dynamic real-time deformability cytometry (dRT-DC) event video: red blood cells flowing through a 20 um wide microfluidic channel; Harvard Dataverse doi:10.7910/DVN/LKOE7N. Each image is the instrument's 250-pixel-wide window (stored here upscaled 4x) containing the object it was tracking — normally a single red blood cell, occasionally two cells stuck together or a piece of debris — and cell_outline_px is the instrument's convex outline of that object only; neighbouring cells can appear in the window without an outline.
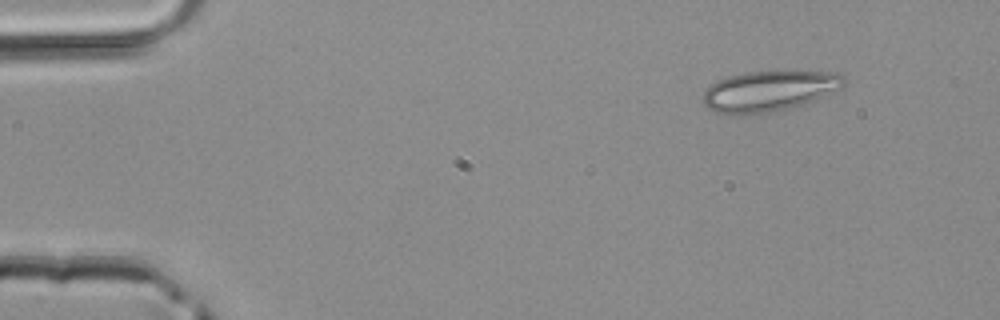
{"species": "common noctule bat (a hibernating species)", "species_latin": "Nyctalus noctula", "temperature_condition": "room temperature", "stored_images_in_passage": 4, "camera_frame_rate_fps": 3000, "um_per_image_px": 0.085, "animal": {"sex": "male", "body_mass_g": 20.4}, "frame": {"image": 1, "passage_image": 4, "time_ms": 1.0, "image_size_px": [1000, 320], "cell_outline_px": [[844, 84], [840, 88], [804, 104], [776, 112], [712, 112], [704, 104], [704, 92], [712, 84], [728, 76], [744, 72], [836, 72], [844, 76]], "centroid_in_image_um": [65.39, 7.72], "position_along_channel_um": 19.6, "area_um2": 32.31}}